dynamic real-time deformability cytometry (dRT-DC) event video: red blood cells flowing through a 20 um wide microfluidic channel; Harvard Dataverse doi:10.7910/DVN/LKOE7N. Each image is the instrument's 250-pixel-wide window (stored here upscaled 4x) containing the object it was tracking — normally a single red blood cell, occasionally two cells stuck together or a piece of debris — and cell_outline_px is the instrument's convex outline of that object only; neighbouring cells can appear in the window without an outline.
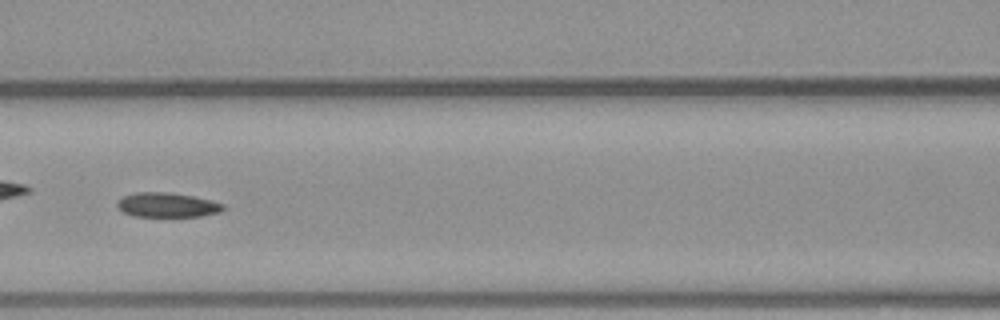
{"species": "common noctule bat (a hibernating species)", "species_latin": "Nyctalus noctula", "temperature_condition": "warm", "stored_images_in_passage": 46, "camera_frame_rate_fps": 3000, "um_per_image_px": 0.085, "animal": {"sex": "male", "body_mass_g": 23.1, "forearm_length_mm": 52.7}, "frame": {"image": 1, "passage_image": 20, "time_ms": 6.333, "image_size_px": [1000, 320], "cell_outline_px": [[224, 208], [220, 212], [200, 216], [132, 216], [124, 212], [116, 204], [124, 196], [136, 192], [172, 192], [212, 200], [224, 204]], "centroid_in_image_um": [14.24, 17.41], "position_along_channel_um": 152.4, "area_um2": 15.03}}
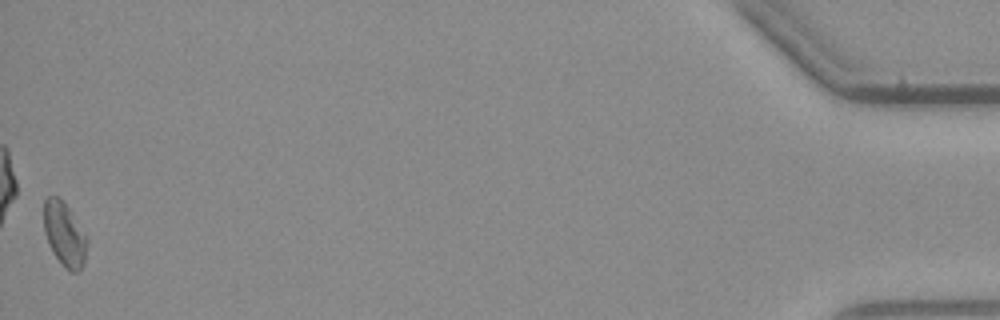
{"frame": {"image": 2, "passage_image": 46, "time_ms": 15.0, "image_size_px": [1000, 320], "cell_outline_px": [[88, 240], [84, 264], [76, 272], [72, 272], [64, 268], [52, 252], [48, 244], [44, 232], [44, 200], [48, 196], [56, 196], [68, 208], [88, 236]], "centroid_in_image_um": [5.48, 19.94], "position_along_channel_um": 429.7, "area_um2": 16.18}}